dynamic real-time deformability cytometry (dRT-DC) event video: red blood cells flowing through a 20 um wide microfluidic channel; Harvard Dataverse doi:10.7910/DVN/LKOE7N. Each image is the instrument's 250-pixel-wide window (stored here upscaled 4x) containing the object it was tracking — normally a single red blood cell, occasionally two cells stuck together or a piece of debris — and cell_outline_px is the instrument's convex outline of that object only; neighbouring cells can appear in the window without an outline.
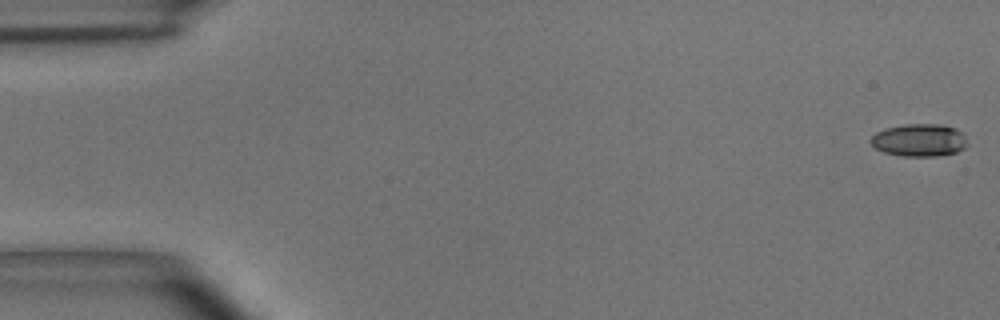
{"species": "common noctule bat (a hibernating species)", "species_latin": "Nyctalus noctula", "temperature_condition": "room temperature", "stored_images_in_passage": 54, "camera_frame_rate_fps": 3000, "um_per_image_px": 0.085, "animal": {"sex": "male", "body_mass_g": 15.6}, "frame": {"image": 1, "passage_image": 1, "time_ms": 0.0, "image_size_px": [1000, 320], "cell_outline_px": [[968, 144], [964, 148], [956, 152], [936, 156], [900, 156], [884, 152], [876, 148], [868, 140], [876, 132], [884, 128], [904, 124], [944, 124], [956, 128], [964, 132]], "centroid_in_image_um": [78.16, 11.9], "position_along_channel_um": 6.8, "area_um2": 18.67}}
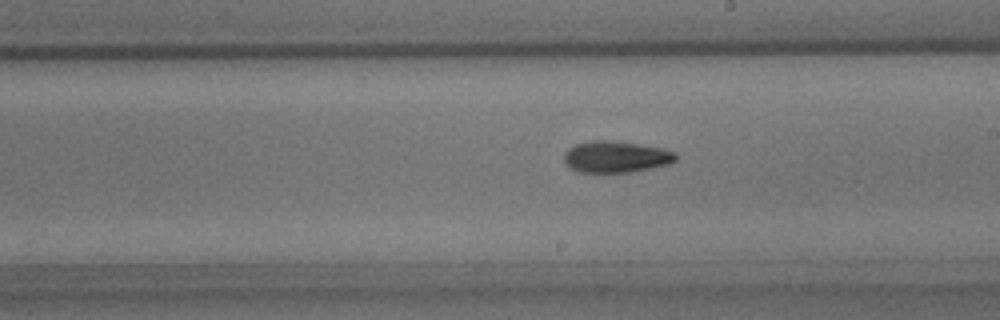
{"frame": {"image": 2, "passage_image": 31, "time_ms": 10.0, "image_size_px": [1000, 320], "cell_outline_px": [[676, 160], [668, 164], [652, 168], [632, 172], [576, 172], [568, 168], [564, 164], [564, 152], [568, 148], [576, 144], [592, 140], [612, 140], [664, 148], [676, 152]], "centroid_in_image_um": [52.32, 13.33], "position_along_channel_um": 236.7, "area_um2": 20.81}}
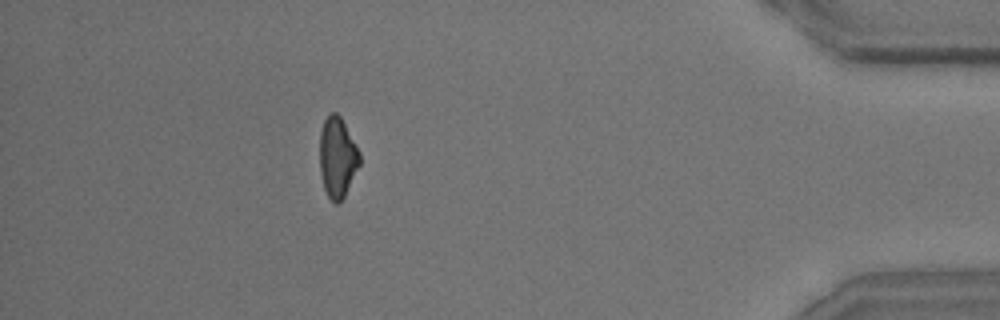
{"frame": {"image": 3, "passage_image": 49, "time_ms": 16.0, "image_size_px": [1000, 320], "cell_outline_px": [[360, 164], [344, 196], [336, 204], [328, 196], [324, 188], [320, 172], [320, 132], [324, 120], [332, 112], [336, 112], [340, 116], [356, 144], [360, 152]], "centroid_in_image_um": [28.68, 13.36], "position_along_channel_um": 406.5, "area_um2": 18.5}, "authors_computed_cell_mechanics": {"area_um2": 19.7098, "velocity_mm_per_s": 3.6753, "shape_relaxation_time_tau1_ms": 6.1828, "shape_relaxation_time_tau2_ms": 7.6989, "deformation_change_tau1": 0.163, "deformation_change_tau2": 0.1712}}